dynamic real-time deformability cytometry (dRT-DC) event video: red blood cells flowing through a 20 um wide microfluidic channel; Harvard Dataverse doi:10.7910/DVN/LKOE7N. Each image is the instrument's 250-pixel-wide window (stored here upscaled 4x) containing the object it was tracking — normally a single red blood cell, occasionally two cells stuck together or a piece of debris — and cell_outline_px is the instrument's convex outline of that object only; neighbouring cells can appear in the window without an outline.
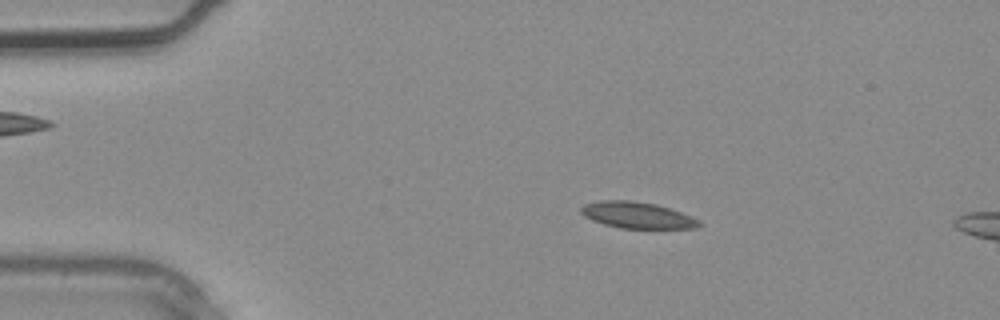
{"species": "common noctule bat (a hibernating species)", "species_latin": "Nyctalus noctula", "temperature_condition": "warm", "stored_images_in_passage": 2, "camera_frame_rate_fps": 3000, "um_per_image_px": 0.085, "animal": {"sex": "male", "body_mass_g": 20.4}, "frame": {"image": 1, "passage_image": 1, "time_ms": 0.0, "image_size_px": [1000, 320], "cell_outline_px": [[704, 224], [696, 228], [620, 228], [604, 224], [592, 220], [584, 216], [580, 212], [580, 208], [584, 204], [600, 200], [632, 200], [656, 204], [680, 212], [700, 220]], "centroid_in_image_um": [54.15, 18.28], "position_along_channel_um": 30.9, "area_um2": 18.15}}